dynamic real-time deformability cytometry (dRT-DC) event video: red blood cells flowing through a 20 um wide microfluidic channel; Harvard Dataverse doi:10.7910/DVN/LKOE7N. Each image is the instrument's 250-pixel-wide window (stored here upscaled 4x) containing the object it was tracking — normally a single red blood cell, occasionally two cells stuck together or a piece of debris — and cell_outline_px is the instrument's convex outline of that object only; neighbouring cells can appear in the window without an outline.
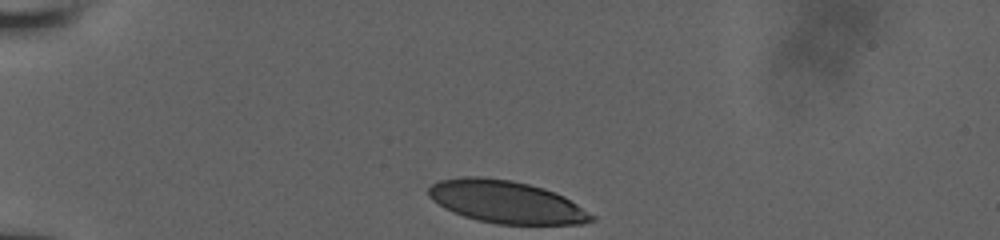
{"species": "human", "species_latin": "Homo sapiens", "temperature_condition": "room temperature", "stored_images_in_passage": 52, "camera_frame_rate_fps": 3000, "um_per_image_px": 0.085, "donor": {"sex": "male"}, "frame": {"image": 1, "passage_image": 1, "time_ms": 0.0, "image_size_px": [1000, 240], "cell_outline_px": [[596, 220], [584, 224], [496, 224], [476, 220], [452, 212], [444, 208], [432, 200], [428, 196], [428, 188], [432, 184], [440, 180], [464, 176], [476, 176], [512, 180], [544, 188], [564, 196], [596, 216]], "centroid_in_image_um": [43.03, 17.17], "position_along_channel_um": 42.0, "area_um2": 40.52}}
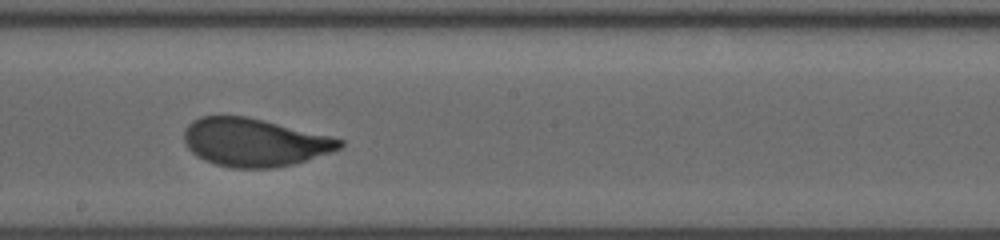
{"frame": {"image": 2, "passage_image": 30, "time_ms": 6.0, "image_size_px": [1000, 240], "cell_outline_px": [[344, 144], [340, 148], [332, 152], [292, 164], [276, 168], [232, 168], [216, 164], [204, 160], [196, 156], [184, 144], [184, 128], [192, 120], [200, 116], [244, 116], [328, 136], [344, 140]], "centroid_in_image_um": [21.56, 12.11], "position_along_channel_um": 226.6, "area_um2": 43.23}}
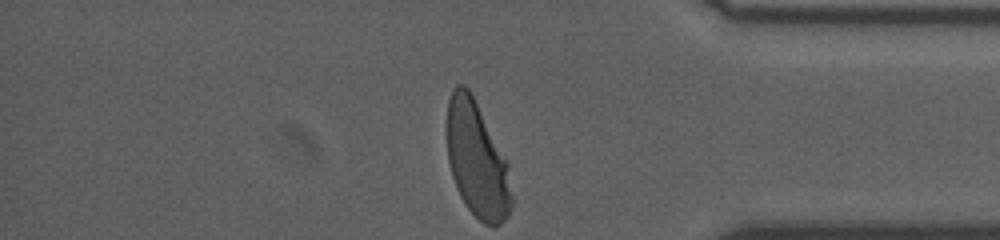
{"frame": {"image": 3, "passage_image": 52, "time_ms": 10.667, "image_size_px": [1000, 240], "cell_outline_px": [[512, 208], [508, 216], [500, 224], [484, 224], [468, 208], [460, 196], [456, 188], [452, 176], [448, 160], [448, 100], [452, 88], [456, 84], [464, 84], [472, 92], [508, 160], [512, 196]], "centroid_in_image_um": [40.57, 13.54], "position_along_channel_um": 394.6, "area_um2": 43.99}}